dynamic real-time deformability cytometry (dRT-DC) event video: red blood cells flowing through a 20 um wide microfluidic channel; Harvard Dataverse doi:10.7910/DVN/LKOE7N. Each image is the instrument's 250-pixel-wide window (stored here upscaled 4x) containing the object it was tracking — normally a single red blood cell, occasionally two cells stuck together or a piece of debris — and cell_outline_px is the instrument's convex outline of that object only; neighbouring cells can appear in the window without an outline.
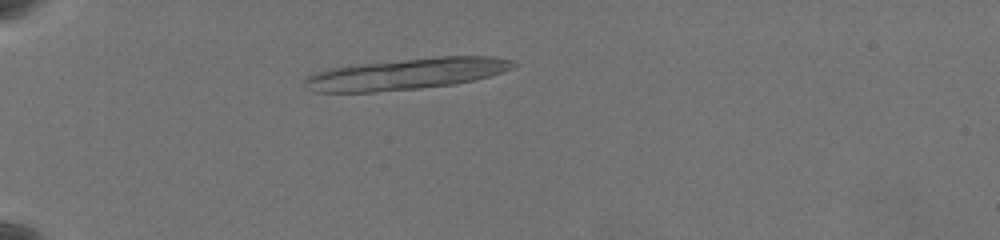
{"species": "common noctule bat (a hibernating species)", "species_latin": "Nyctalus noctula", "temperature_condition": "warm", "stored_images_in_passage": 20, "camera_frame_rate_fps": 3000, "um_per_image_px": 0.085, "animal": {"sex": "female", "body_mass_g": 19.5, "forearm_length_mm": 54.1}, "frame": {"image": 1, "passage_image": 12, "time_ms": 3.667, "image_size_px": [1000, 240], "cell_outline_px": [[520, 64], [512, 68], [488, 76], [472, 80], [452, 84], [420, 88], [376, 92], [312, 92], [304, 88], [304, 80], [312, 72], [332, 68], [364, 64], [440, 56], [496, 56], [516, 60]], "centroid_in_image_um": [34.55, 6.29], "position_along_channel_um": 50.5, "area_um2": 37.86}}